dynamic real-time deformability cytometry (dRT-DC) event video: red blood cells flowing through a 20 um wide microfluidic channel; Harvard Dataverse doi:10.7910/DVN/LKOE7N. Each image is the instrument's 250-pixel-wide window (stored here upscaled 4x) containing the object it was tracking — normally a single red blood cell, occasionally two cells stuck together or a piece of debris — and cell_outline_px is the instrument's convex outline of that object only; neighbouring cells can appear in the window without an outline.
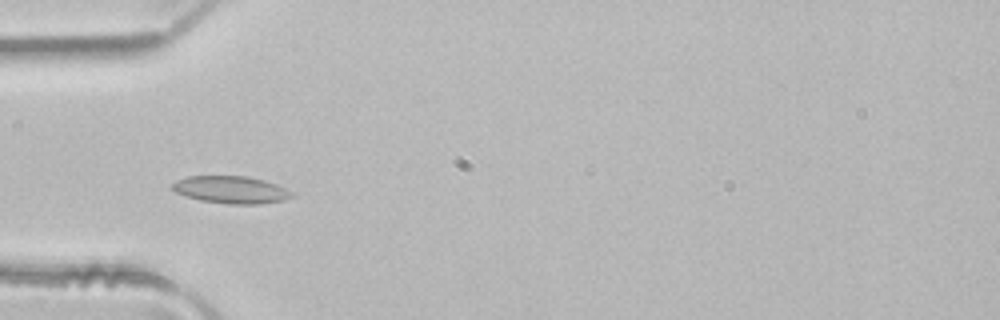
{"species": "common noctule bat (a hibernating species)", "species_latin": "Nyctalus noctula", "temperature_condition": "room temperature", "stored_images_in_passage": 2, "camera_frame_rate_fps": 3000, "um_per_image_px": 0.085, "animal": {"sex": "male", "body_mass_g": 21.5, "forearm_length_mm": 52.0}, "frame": {"image": 1, "passage_image": 2, "time_ms": 0.333, "image_size_px": [1000, 320], "cell_outline_px": [[296, 196], [284, 200], [260, 204], [228, 204], [200, 200], [176, 192], [172, 188], [172, 184], [176, 180], [188, 176], [248, 176], [264, 180], [276, 184], [296, 192]], "centroid_in_image_um": [19.71, 16.13], "position_along_channel_um": 65.3, "area_um2": 19.19}}